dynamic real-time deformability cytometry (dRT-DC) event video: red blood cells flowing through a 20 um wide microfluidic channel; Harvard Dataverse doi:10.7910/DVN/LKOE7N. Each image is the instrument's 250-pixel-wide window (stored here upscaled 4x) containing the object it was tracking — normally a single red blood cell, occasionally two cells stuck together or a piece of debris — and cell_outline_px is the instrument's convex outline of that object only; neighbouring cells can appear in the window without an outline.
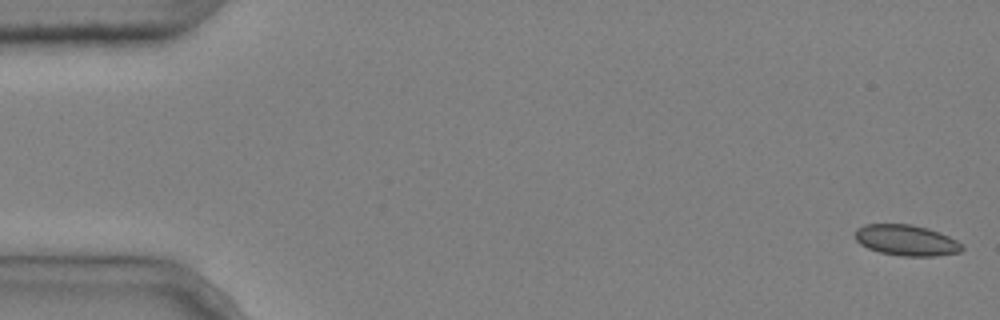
{"species": "common noctule bat (a hibernating species)", "species_latin": "Nyctalus noctula", "temperature_condition": "cold", "stored_images_in_passage": 6, "segment_of_instrument_passage": [1, 2], "camera_frame_rate_fps": 3000, "um_per_image_px": 0.085, "animal": {"sex": "male", "body_mass_g": 20.4}, "frame": {"image": 1, "passage_image": 1, "time_ms": 0.0, "image_size_px": [1000, 320], "cell_outline_px": [[964, 248], [960, 252], [936, 256], [900, 256], [880, 252], [868, 248], [860, 244], [856, 240], [856, 228], [864, 224], [912, 224], [928, 228], [940, 232], [956, 240]], "centroid_in_image_um": [77.03, 20.42], "position_along_channel_um": 8.0, "area_um2": 19.25}}
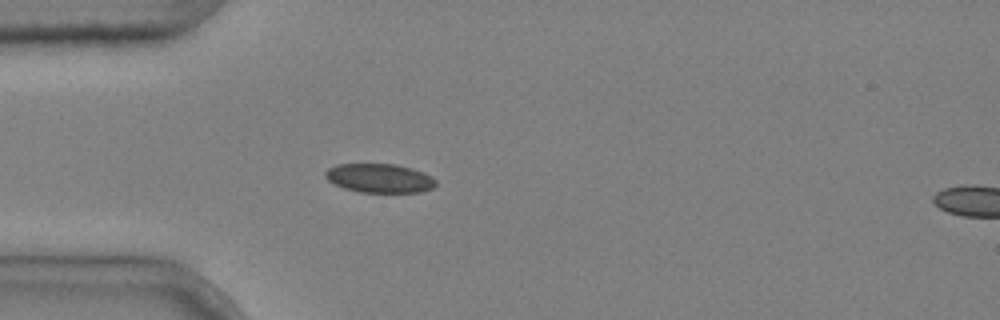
{"frame": {"image": 2, "passage_image": 5, "time_ms": 1.333, "image_size_px": [1000, 320], "cell_outline_px": [[436, 184], [432, 188], [420, 192], [360, 192], [344, 188], [328, 180], [324, 176], [324, 172], [328, 168], [336, 164], [396, 164], [412, 168], [424, 172], [432, 176], [436, 180]], "centroid_in_image_um": [32.26, 15.14], "position_along_channel_um": 52.7, "area_um2": 18.73}}